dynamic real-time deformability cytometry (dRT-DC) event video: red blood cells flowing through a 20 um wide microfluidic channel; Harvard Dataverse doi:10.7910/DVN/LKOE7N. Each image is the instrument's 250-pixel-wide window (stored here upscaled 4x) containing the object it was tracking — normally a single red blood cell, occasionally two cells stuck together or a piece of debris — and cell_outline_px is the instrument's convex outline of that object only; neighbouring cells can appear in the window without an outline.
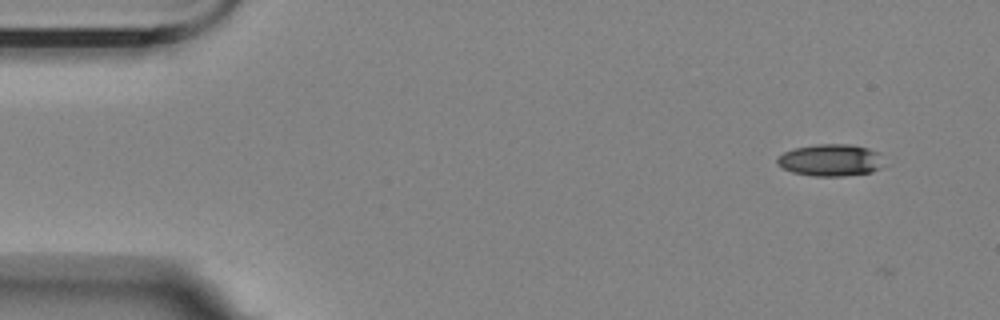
{"species": "Egyptian fruit bat (a non-hibernating species)", "species_latin": "Rousettus aegyptiacus", "temperature_condition": "room temperature", "stored_images_in_passage": 8, "camera_frame_rate_fps": 3000, "um_per_image_px": 0.085, "animal": {"sex": "female"}, "frame": {"image": 1, "passage_image": 1, "time_ms": 0.0, "image_size_px": [1000, 320], "cell_outline_px": [[884, 164], [880, 168], [872, 172], [840, 176], [812, 176], [792, 172], [776, 164], [776, 160], [784, 152], [796, 148], [816, 144], [848, 144], [868, 148], [876, 152]], "centroid_in_image_um": [70.58, 13.62], "position_along_channel_um": 14.4, "area_um2": 19.71}}